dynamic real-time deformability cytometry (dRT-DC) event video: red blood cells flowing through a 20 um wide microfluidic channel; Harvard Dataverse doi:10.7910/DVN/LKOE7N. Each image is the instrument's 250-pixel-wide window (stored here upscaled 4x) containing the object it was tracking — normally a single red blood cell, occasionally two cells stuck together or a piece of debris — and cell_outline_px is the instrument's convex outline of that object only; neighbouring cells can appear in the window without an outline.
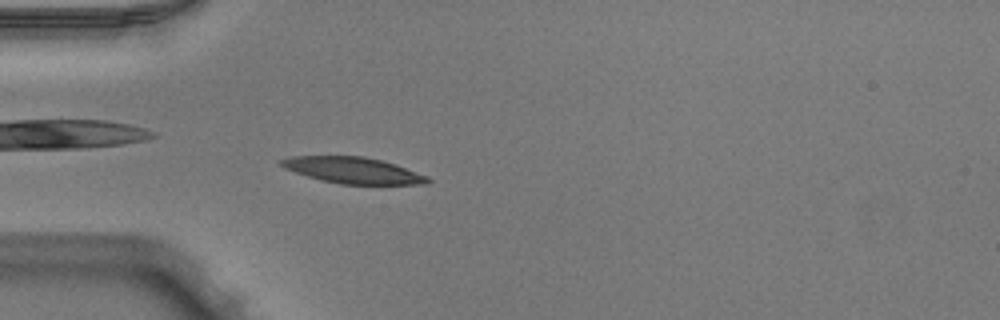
{"species": "Egyptian fruit bat (a non-hibernating species)", "species_latin": "Rousettus aegyptiacus", "temperature_condition": "warm", "stored_images_in_passage": 52, "camera_frame_rate_fps": 3000, "um_per_image_px": 0.085, "animal": {"sex": "male"}, "frame": {"image": 1, "passage_image": 16, "time_ms": 5.0, "image_size_px": [1000, 320], "cell_outline_px": [[432, 180], [428, 184], [340, 184], [320, 180], [284, 168], [280, 164], [280, 160], [292, 156], [364, 156], [380, 160], [428, 176]], "centroid_in_image_um": [30.0, 14.48], "position_along_channel_um": 55.0, "area_um2": 22.08}}
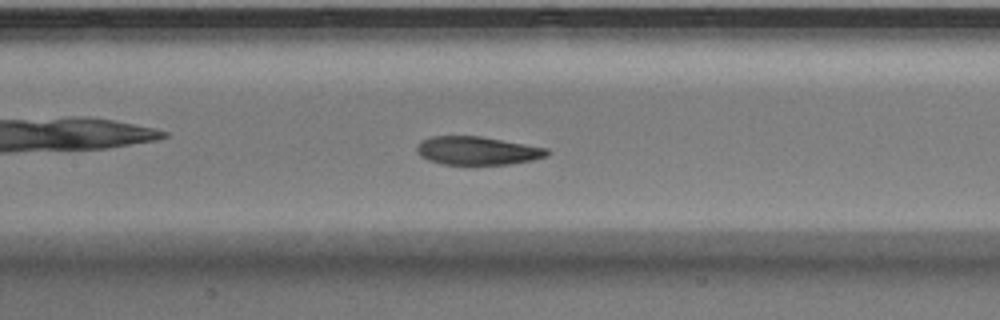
{"frame": {"image": 2, "passage_image": 25, "time_ms": 8.0, "image_size_px": [1000, 320], "cell_outline_px": [[552, 152], [548, 156], [532, 160], [508, 164], [476, 168], [472, 168], [444, 164], [428, 160], [420, 156], [416, 152], [416, 148], [420, 140], [432, 136], [480, 136], [548, 148]], "centroid_in_image_um": [40.57, 12.86], "position_along_channel_um": 166.8, "area_um2": 22.54}}
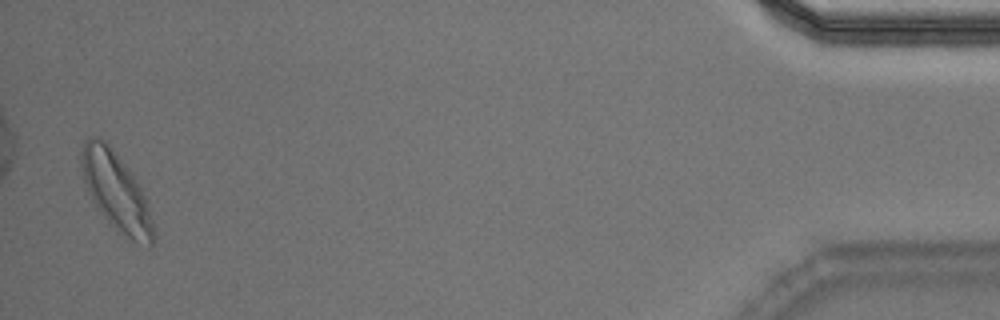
{"frame": {"image": 3, "passage_image": 51, "time_ms": 16.667, "image_size_px": [1000, 320], "cell_outline_px": [[156, 236], [152, 244], [148, 248], [132, 240], [112, 228], [96, 208], [88, 192], [80, 168], [80, 152], [84, 140], [92, 136], [104, 140], [108, 144], [132, 172], [148, 204]], "centroid_in_image_um": [9.86, 16.31], "position_along_channel_um": 425.3, "area_um2": 33.12}, "authors_computed_cell_mechanics": {"area_um2": 22.3975, "velocity_mm_per_s": 3.9542, "shape_relaxation_time_tau1_ms": 3.5338, "shape_relaxation_time_tau2_ms": 3.3413, "deformation_change_tau1": 0.1802, "deformation_change_tau2": 0.0905}}